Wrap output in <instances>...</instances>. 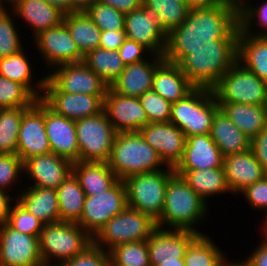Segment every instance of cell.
<instances>
[{"label":"cell","instance_id":"cell-53","mask_svg":"<svg viewBox=\"0 0 267 266\" xmlns=\"http://www.w3.org/2000/svg\"><path fill=\"white\" fill-rule=\"evenodd\" d=\"M125 39V30H105L101 32L99 47L115 51L120 48Z\"/></svg>","mask_w":267,"mask_h":266},{"label":"cell","instance_id":"cell-17","mask_svg":"<svg viewBox=\"0 0 267 266\" xmlns=\"http://www.w3.org/2000/svg\"><path fill=\"white\" fill-rule=\"evenodd\" d=\"M54 70L47 75V78L61 92L106 95L109 88L108 84L90 70L83 61L58 65L54 67Z\"/></svg>","mask_w":267,"mask_h":266},{"label":"cell","instance_id":"cell-57","mask_svg":"<svg viewBox=\"0 0 267 266\" xmlns=\"http://www.w3.org/2000/svg\"><path fill=\"white\" fill-rule=\"evenodd\" d=\"M50 5L56 7L64 14H69L76 12V10L71 6L70 0H46Z\"/></svg>","mask_w":267,"mask_h":266},{"label":"cell","instance_id":"cell-30","mask_svg":"<svg viewBox=\"0 0 267 266\" xmlns=\"http://www.w3.org/2000/svg\"><path fill=\"white\" fill-rule=\"evenodd\" d=\"M237 61L267 82V36L250 35L240 29Z\"/></svg>","mask_w":267,"mask_h":266},{"label":"cell","instance_id":"cell-42","mask_svg":"<svg viewBox=\"0 0 267 266\" xmlns=\"http://www.w3.org/2000/svg\"><path fill=\"white\" fill-rule=\"evenodd\" d=\"M37 100L24 85L0 75V108L31 107Z\"/></svg>","mask_w":267,"mask_h":266},{"label":"cell","instance_id":"cell-59","mask_svg":"<svg viewBox=\"0 0 267 266\" xmlns=\"http://www.w3.org/2000/svg\"><path fill=\"white\" fill-rule=\"evenodd\" d=\"M71 6L76 11H85L96 0H70Z\"/></svg>","mask_w":267,"mask_h":266},{"label":"cell","instance_id":"cell-21","mask_svg":"<svg viewBox=\"0 0 267 266\" xmlns=\"http://www.w3.org/2000/svg\"><path fill=\"white\" fill-rule=\"evenodd\" d=\"M23 172L34 182L32 186L57 189L73 172V163L50 152L25 160Z\"/></svg>","mask_w":267,"mask_h":266},{"label":"cell","instance_id":"cell-3","mask_svg":"<svg viewBox=\"0 0 267 266\" xmlns=\"http://www.w3.org/2000/svg\"><path fill=\"white\" fill-rule=\"evenodd\" d=\"M207 211V203L189 187L182 176L175 173L168 180L163 211L156 225L163 228L166 224L171 229L189 230L201 235L203 232L194 227L204 220Z\"/></svg>","mask_w":267,"mask_h":266},{"label":"cell","instance_id":"cell-6","mask_svg":"<svg viewBox=\"0 0 267 266\" xmlns=\"http://www.w3.org/2000/svg\"><path fill=\"white\" fill-rule=\"evenodd\" d=\"M219 109L212 90L195 88L184 99L172 103L170 122L186 137L210 134L213 117Z\"/></svg>","mask_w":267,"mask_h":266},{"label":"cell","instance_id":"cell-31","mask_svg":"<svg viewBox=\"0 0 267 266\" xmlns=\"http://www.w3.org/2000/svg\"><path fill=\"white\" fill-rule=\"evenodd\" d=\"M231 122L250 140L267 126V106L242 103H218Z\"/></svg>","mask_w":267,"mask_h":266},{"label":"cell","instance_id":"cell-16","mask_svg":"<svg viewBox=\"0 0 267 266\" xmlns=\"http://www.w3.org/2000/svg\"><path fill=\"white\" fill-rule=\"evenodd\" d=\"M34 39L38 52L41 53L48 67L54 68L58 65L84 60V55L80 52L64 22L40 32Z\"/></svg>","mask_w":267,"mask_h":266},{"label":"cell","instance_id":"cell-34","mask_svg":"<svg viewBox=\"0 0 267 266\" xmlns=\"http://www.w3.org/2000/svg\"><path fill=\"white\" fill-rule=\"evenodd\" d=\"M188 183L189 187L205 202L209 196L231 192L223 167L199 169L195 171H175Z\"/></svg>","mask_w":267,"mask_h":266},{"label":"cell","instance_id":"cell-48","mask_svg":"<svg viewBox=\"0 0 267 266\" xmlns=\"http://www.w3.org/2000/svg\"><path fill=\"white\" fill-rule=\"evenodd\" d=\"M21 172L23 173V162L17 154H0L1 190L9 191L12 184L16 183L17 179L21 177L19 176Z\"/></svg>","mask_w":267,"mask_h":266},{"label":"cell","instance_id":"cell-18","mask_svg":"<svg viewBox=\"0 0 267 266\" xmlns=\"http://www.w3.org/2000/svg\"><path fill=\"white\" fill-rule=\"evenodd\" d=\"M144 140L158 152L167 167L176 168L181 162L186 136L172 122L149 123L139 130Z\"/></svg>","mask_w":267,"mask_h":266},{"label":"cell","instance_id":"cell-13","mask_svg":"<svg viewBox=\"0 0 267 266\" xmlns=\"http://www.w3.org/2000/svg\"><path fill=\"white\" fill-rule=\"evenodd\" d=\"M0 266H44L39 236L23 234L6 222L0 224Z\"/></svg>","mask_w":267,"mask_h":266},{"label":"cell","instance_id":"cell-4","mask_svg":"<svg viewBox=\"0 0 267 266\" xmlns=\"http://www.w3.org/2000/svg\"><path fill=\"white\" fill-rule=\"evenodd\" d=\"M107 164L119 180L166 169L160 168L165 164L139 131L116 134Z\"/></svg>","mask_w":267,"mask_h":266},{"label":"cell","instance_id":"cell-23","mask_svg":"<svg viewBox=\"0 0 267 266\" xmlns=\"http://www.w3.org/2000/svg\"><path fill=\"white\" fill-rule=\"evenodd\" d=\"M145 59L126 65L120 76L110 85L116 92L124 96L140 97L152 90L153 76L156 67L164 60L163 56L150 55Z\"/></svg>","mask_w":267,"mask_h":266},{"label":"cell","instance_id":"cell-49","mask_svg":"<svg viewBox=\"0 0 267 266\" xmlns=\"http://www.w3.org/2000/svg\"><path fill=\"white\" fill-rule=\"evenodd\" d=\"M61 266H111L109 252L94 243Z\"/></svg>","mask_w":267,"mask_h":266},{"label":"cell","instance_id":"cell-63","mask_svg":"<svg viewBox=\"0 0 267 266\" xmlns=\"http://www.w3.org/2000/svg\"><path fill=\"white\" fill-rule=\"evenodd\" d=\"M4 2L6 3H9L10 7H11V4H12V0H0V10H5V6H4Z\"/></svg>","mask_w":267,"mask_h":266},{"label":"cell","instance_id":"cell-26","mask_svg":"<svg viewBox=\"0 0 267 266\" xmlns=\"http://www.w3.org/2000/svg\"><path fill=\"white\" fill-rule=\"evenodd\" d=\"M11 7L12 13H16V16L28 23L34 37L44 30L61 24L65 15L46 0H12Z\"/></svg>","mask_w":267,"mask_h":266},{"label":"cell","instance_id":"cell-19","mask_svg":"<svg viewBox=\"0 0 267 266\" xmlns=\"http://www.w3.org/2000/svg\"><path fill=\"white\" fill-rule=\"evenodd\" d=\"M104 111L117 133L138 132L149 124L138 97L121 95L110 86L104 97Z\"/></svg>","mask_w":267,"mask_h":266},{"label":"cell","instance_id":"cell-27","mask_svg":"<svg viewBox=\"0 0 267 266\" xmlns=\"http://www.w3.org/2000/svg\"><path fill=\"white\" fill-rule=\"evenodd\" d=\"M195 87L182 70L172 62L163 60L155 69L152 90L171 103L184 99Z\"/></svg>","mask_w":267,"mask_h":266},{"label":"cell","instance_id":"cell-51","mask_svg":"<svg viewBox=\"0 0 267 266\" xmlns=\"http://www.w3.org/2000/svg\"><path fill=\"white\" fill-rule=\"evenodd\" d=\"M120 57L125 65L133 64L145 60L144 58L147 54L150 53L145 47L137 42L126 38L124 43L118 49Z\"/></svg>","mask_w":267,"mask_h":266},{"label":"cell","instance_id":"cell-36","mask_svg":"<svg viewBox=\"0 0 267 266\" xmlns=\"http://www.w3.org/2000/svg\"><path fill=\"white\" fill-rule=\"evenodd\" d=\"M63 22L68 27L71 37L84 56L89 51L99 47L102 31L94 24L85 11L65 14Z\"/></svg>","mask_w":267,"mask_h":266},{"label":"cell","instance_id":"cell-11","mask_svg":"<svg viewBox=\"0 0 267 266\" xmlns=\"http://www.w3.org/2000/svg\"><path fill=\"white\" fill-rule=\"evenodd\" d=\"M127 206L125 183L118 180L107 191L85 197L83 212L77 224L93 238L112 217L120 214Z\"/></svg>","mask_w":267,"mask_h":266},{"label":"cell","instance_id":"cell-15","mask_svg":"<svg viewBox=\"0 0 267 266\" xmlns=\"http://www.w3.org/2000/svg\"><path fill=\"white\" fill-rule=\"evenodd\" d=\"M51 152L45 131L44 102L38 99L24 113L17 139V155L22 162Z\"/></svg>","mask_w":267,"mask_h":266},{"label":"cell","instance_id":"cell-56","mask_svg":"<svg viewBox=\"0 0 267 266\" xmlns=\"http://www.w3.org/2000/svg\"><path fill=\"white\" fill-rule=\"evenodd\" d=\"M14 197L4 190L0 189V224L7 222L9 211L11 207V202Z\"/></svg>","mask_w":267,"mask_h":266},{"label":"cell","instance_id":"cell-60","mask_svg":"<svg viewBox=\"0 0 267 266\" xmlns=\"http://www.w3.org/2000/svg\"><path fill=\"white\" fill-rule=\"evenodd\" d=\"M156 266H185V261H184V259L163 261V263H160Z\"/></svg>","mask_w":267,"mask_h":266},{"label":"cell","instance_id":"cell-44","mask_svg":"<svg viewBox=\"0 0 267 266\" xmlns=\"http://www.w3.org/2000/svg\"><path fill=\"white\" fill-rule=\"evenodd\" d=\"M247 0H242L239 3V21L240 28L247 34L257 35V36H267V1H263L260 5H253L245 2ZM247 3V4H246ZM250 5V6H249ZM257 19V20H252ZM253 22H257V26L260 25V31L256 33L252 31ZM259 23V24H258ZM263 29V30H262Z\"/></svg>","mask_w":267,"mask_h":266},{"label":"cell","instance_id":"cell-43","mask_svg":"<svg viewBox=\"0 0 267 266\" xmlns=\"http://www.w3.org/2000/svg\"><path fill=\"white\" fill-rule=\"evenodd\" d=\"M85 12L101 30H124L125 14L96 0Z\"/></svg>","mask_w":267,"mask_h":266},{"label":"cell","instance_id":"cell-1","mask_svg":"<svg viewBox=\"0 0 267 266\" xmlns=\"http://www.w3.org/2000/svg\"><path fill=\"white\" fill-rule=\"evenodd\" d=\"M239 20V2L234 0L191 8L183 23L167 34L164 60L176 63L193 48L209 47L215 40L238 39Z\"/></svg>","mask_w":267,"mask_h":266},{"label":"cell","instance_id":"cell-40","mask_svg":"<svg viewBox=\"0 0 267 266\" xmlns=\"http://www.w3.org/2000/svg\"><path fill=\"white\" fill-rule=\"evenodd\" d=\"M28 108H0V154H17L20 123Z\"/></svg>","mask_w":267,"mask_h":266},{"label":"cell","instance_id":"cell-58","mask_svg":"<svg viewBox=\"0 0 267 266\" xmlns=\"http://www.w3.org/2000/svg\"><path fill=\"white\" fill-rule=\"evenodd\" d=\"M224 0H186L187 6L191 8L209 7L221 3Z\"/></svg>","mask_w":267,"mask_h":266},{"label":"cell","instance_id":"cell-61","mask_svg":"<svg viewBox=\"0 0 267 266\" xmlns=\"http://www.w3.org/2000/svg\"><path fill=\"white\" fill-rule=\"evenodd\" d=\"M228 266H253L250 262H248L246 259L240 263H234V262H226Z\"/></svg>","mask_w":267,"mask_h":266},{"label":"cell","instance_id":"cell-39","mask_svg":"<svg viewBox=\"0 0 267 266\" xmlns=\"http://www.w3.org/2000/svg\"><path fill=\"white\" fill-rule=\"evenodd\" d=\"M142 4L157 14L158 23L166 34L180 26L190 10L181 0H143Z\"/></svg>","mask_w":267,"mask_h":266},{"label":"cell","instance_id":"cell-45","mask_svg":"<svg viewBox=\"0 0 267 266\" xmlns=\"http://www.w3.org/2000/svg\"><path fill=\"white\" fill-rule=\"evenodd\" d=\"M11 17L7 9L0 10V58L16 54L23 49L20 34Z\"/></svg>","mask_w":267,"mask_h":266},{"label":"cell","instance_id":"cell-28","mask_svg":"<svg viewBox=\"0 0 267 266\" xmlns=\"http://www.w3.org/2000/svg\"><path fill=\"white\" fill-rule=\"evenodd\" d=\"M16 196L14 200L44 224L60 221L56 189L30 186L21 190Z\"/></svg>","mask_w":267,"mask_h":266},{"label":"cell","instance_id":"cell-52","mask_svg":"<svg viewBox=\"0 0 267 266\" xmlns=\"http://www.w3.org/2000/svg\"><path fill=\"white\" fill-rule=\"evenodd\" d=\"M251 150L253 151L256 160L267 173V126L251 140Z\"/></svg>","mask_w":267,"mask_h":266},{"label":"cell","instance_id":"cell-50","mask_svg":"<svg viewBox=\"0 0 267 266\" xmlns=\"http://www.w3.org/2000/svg\"><path fill=\"white\" fill-rule=\"evenodd\" d=\"M248 201L249 206L253 209H267V174L256 183L246 187L240 192ZM267 217V211L265 210Z\"/></svg>","mask_w":267,"mask_h":266},{"label":"cell","instance_id":"cell-25","mask_svg":"<svg viewBox=\"0 0 267 266\" xmlns=\"http://www.w3.org/2000/svg\"><path fill=\"white\" fill-rule=\"evenodd\" d=\"M223 156L210 134L186 137L184 155L175 171H195L222 167Z\"/></svg>","mask_w":267,"mask_h":266},{"label":"cell","instance_id":"cell-10","mask_svg":"<svg viewBox=\"0 0 267 266\" xmlns=\"http://www.w3.org/2000/svg\"><path fill=\"white\" fill-rule=\"evenodd\" d=\"M79 161L107 163L117 134L105 111L75 121Z\"/></svg>","mask_w":267,"mask_h":266},{"label":"cell","instance_id":"cell-54","mask_svg":"<svg viewBox=\"0 0 267 266\" xmlns=\"http://www.w3.org/2000/svg\"><path fill=\"white\" fill-rule=\"evenodd\" d=\"M103 4L109 5L117 9L123 14L130 13L133 10L139 9L143 0H98Z\"/></svg>","mask_w":267,"mask_h":266},{"label":"cell","instance_id":"cell-46","mask_svg":"<svg viewBox=\"0 0 267 266\" xmlns=\"http://www.w3.org/2000/svg\"><path fill=\"white\" fill-rule=\"evenodd\" d=\"M15 204L10 207L7 224L23 234L39 236L43 229L44 223L28 212L16 200Z\"/></svg>","mask_w":267,"mask_h":266},{"label":"cell","instance_id":"cell-62","mask_svg":"<svg viewBox=\"0 0 267 266\" xmlns=\"http://www.w3.org/2000/svg\"><path fill=\"white\" fill-rule=\"evenodd\" d=\"M265 218L266 219L263 223V228H262V229H264V230H262V232H264V233H262V234H263V237L267 240V217H265Z\"/></svg>","mask_w":267,"mask_h":266},{"label":"cell","instance_id":"cell-20","mask_svg":"<svg viewBox=\"0 0 267 266\" xmlns=\"http://www.w3.org/2000/svg\"><path fill=\"white\" fill-rule=\"evenodd\" d=\"M198 235L189 230L157 227L147 239L151 266H156L163 261L184 259L187 247Z\"/></svg>","mask_w":267,"mask_h":266},{"label":"cell","instance_id":"cell-35","mask_svg":"<svg viewBox=\"0 0 267 266\" xmlns=\"http://www.w3.org/2000/svg\"><path fill=\"white\" fill-rule=\"evenodd\" d=\"M59 202V219L77 223L82 215L86 194L72 172L56 189Z\"/></svg>","mask_w":267,"mask_h":266},{"label":"cell","instance_id":"cell-9","mask_svg":"<svg viewBox=\"0 0 267 266\" xmlns=\"http://www.w3.org/2000/svg\"><path fill=\"white\" fill-rule=\"evenodd\" d=\"M217 103H242L267 106V82L238 61L212 89Z\"/></svg>","mask_w":267,"mask_h":266},{"label":"cell","instance_id":"cell-5","mask_svg":"<svg viewBox=\"0 0 267 266\" xmlns=\"http://www.w3.org/2000/svg\"><path fill=\"white\" fill-rule=\"evenodd\" d=\"M92 243L93 238L77 223L59 221L44 224L39 235V251L43 265L61 266ZM51 260H57L56 265H52Z\"/></svg>","mask_w":267,"mask_h":266},{"label":"cell","instance_id":"cell-7","mask_svg":"<svg viewBox=\"0 0 267 266\" xmlns=\"http://www.w3.org/2000/svg\"><path fill=\"white\" fill-rule=\"evenodd\" d=\"M175 169L168 167L149 173L136 174L124 181L128 207L139 210L157 221L163 211L168 180Z\"/></svg>","mask_w":267,"mask_h":266},{"label":"cell","instance_id":"cell-38","mask_svg":"<svg viewBox=\"0 0 267 266\" xmlns=\"http://www.w3.org/2000/svg\"><path fill=\"white\" fill-rule=\"evenodd\" d=\"M221 250L206 234L198 235L186 249L185 266H224L227 260Z\"/></svg>","mask_w":267,"mask_h":266},{"label":"cell","instance_id":"cell-24","mask_svg":"<svg viewBox=\"0 0 267 266\" xmlns=\"http://www.w3.org/2000/svg\"><path fill=\"white\" fill-rule=\"evenodd\" d=\"M222 167L228 187L234 194H239L267 174L251 149L224 157Z\"/></svg>","mask_w":267,"mask_h":266},{"label":"cell","instance_id":"cell-2","mask_svg":"<svg viewBox=\"0 0 267 266\" xmlns=\"http://www.w3.org/2000/svg\"><path fill=\"white\" fill-rule=\"evenodd\" d=\"M238 39H220L209 47L193 48L175 64L195 88L212 90L237 62Z\"/></svg>","mask_w":267,"mask_h":266},{"label":"cell","instance_id":"cell-41","mask_svg":"<svg viewBox=\"0 0 267 266\" xmlns=\"http://www.w3.org/2000/svg\"><path fill=\"white\" fill-rule=\"evenodd\" d=\"M109 254L111 266H151L147 240L117 245Z\"/></svg>","mask_w":267,"mask_h":266},{"label":"cell","instance_id":"cell-14","mask_svg":"<svg viewBox=\"0 0 267 266\" xmlns=\"http://www.w3.org/2000/svg\"><path fill=\"white\" fill-rule=\"evenodd\" d=\"M124 30L126 38L141 44L150 54L164 55L167 34L158 23L157 14L143 4L125 14Z\"/></svg>","mask_w":267,"mask_h":266},{"label":"cell","instance_id":"cell-32","mask_svg":"<svg viewBox=\"0 0 267 266\" xmlns=\"http://www.w3.org/2000/svg\"><path fill=\"white\" fill-rule=\"evenodd\" d=\"M73 173L86 196L105 192L119 180L107 163L77 161L73 163Z\"/></svg>","mask_w":267,"mask_h":266},{"label":"cell","instance_id":"cell-55","mask_svg":"<svg viewBox=\"0 0 267 266\" xmlns=\"http://www.w3.org/2000/svg\"><path fill=\"white\" fill-rule=\"evenodd\" d=\"M246 260L253 266H267V240L265 238Z\"/></svg>","mask_w":267,"mask_h":266},{"label":"cell","instance_id":"cell-37","mask_svg":"<svg viewBox=\"0 0 267 266\" xmlns=\"http://www.w3.org/2000/svg\"><path fill=\"white\" fill-rule=\"evenodd\" d=\"M83 62L108 86L120 76L126 66L118 50L111 51L101 47L89 51L84 56Z\"/></svg>","mask_w":267,"mask_h":266},{"label":"cell","instance_id":"cell-47","mask_svg":"<svg viewBox=\"0 0 267 266\" xmlns=\"http://www.w3.org/2000/svg\"><path fill=\"white\" fill-rule=\"evenodd\" d=\"M139 100L147 113L149 123L170 122L171 102L165 100L154 90L145 92Z\"/></svg>","mask_w":267,"mask_h":266},{"label":"cell","instance_id":"cell-22","mask_svg":"<svg viewBox=\"0 0 267 266\" xmlns=\"http://www.w3.org/2000/svg\"><path fill=\"white\" fill-rule=\"evenodd\" d=\"M45 131L51 152L70 160L79 161V147L74 120L56 114L44 103Z\"/></svg>","mask_w":267,"mask_h":266},{"label":"cell","instance_id":"cell-8","mask_svg":"<svg viewBox=\"0 0 267 266\" xmlns=\"http://www.w3.org/2000/svg\"><path fill=\"white\" fill-rule=\"evenodd\" d=\"M156 228V221L150 216L127 206L99 230L93 243L109 252L123 243L146 241Z\"/></svg>","mask_w":267,"mask_h":266},{"label":"cell","instance_id":"cell-12","mask_svg":"<svg viewBox=\"0 0 267 266\" xmlns=\"http://www.w3.org/2000/svg\"><path fill=\"white\" fill-rule=\"evenodd\" d=\"M105 95L61 92L46 78L41 100L56 114L79 120L104 111Z\"/></svg>","mask_w":267,"mask_h":266},{"label":"cell","instance_id":"cell-33","mask_svg":"<svg viewBox=\"0 0 267 266\" xmlns=\"http://www.w3.org/2000/svg\"><path fill=\"white\" fill-rule=\"evenodd\" d=\"M24 50L18 53L0 58V75L24 85L37 99H41L47 76L39 79L38 82H32V67ZM33 83V84H32ZM36 88V89H35Z\"/></svg>","mask_w":267,"mask_h":266},{"label":"cell","instance_id":"cell-29","mask_svg":"<svg viewBox=\"0 0 267 266\" xmlns=\"http://www.w3.org/2000/svg\"><path fill=\"white\" fill-rule=\"evenodd\" d=\"M210 136L223 157L251 149V140L219 109L212 120Z\"/></svg>","mask_w":267,"mask_h":266}]
</instances>
